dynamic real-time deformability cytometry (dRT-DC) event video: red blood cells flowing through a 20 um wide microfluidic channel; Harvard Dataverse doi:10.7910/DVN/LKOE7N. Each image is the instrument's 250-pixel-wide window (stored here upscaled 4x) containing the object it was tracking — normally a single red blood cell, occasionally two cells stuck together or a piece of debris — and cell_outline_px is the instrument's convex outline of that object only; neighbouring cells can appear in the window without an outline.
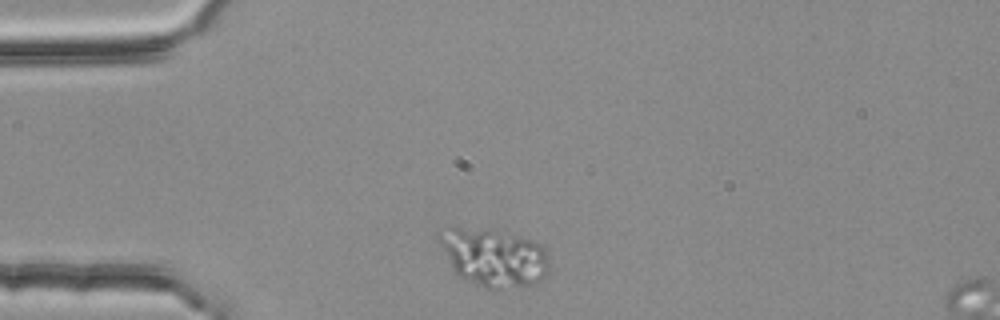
{"species": "common noctule bat (a hibernating species)", "species_latin": "Nyctalus noctula", "temperature_condition": "room temperature", "stored_images_in_passage": 2, "camera_frame_rate_fps": 3000, "um_per_image_px": 0.085, "animal": {"sex": "female", "body_mass_g": 25.1}, "frame": {"image": 1, "passage_image": 2, "time_ms": 0.333, "image_size_px": [1000, 320], "cell_outline_px": [[552, 272], [540, 280], [532, 284], [500, 288], [484, 288], [456, 276], [436, 236], [452, 228], [496, 228], [532, 240], [540, 244], [548, 252]], "centroid_in_image_um": [42.04, 21.87], "position_along_channel_um": 43.0, "area_um2": 37.63}}